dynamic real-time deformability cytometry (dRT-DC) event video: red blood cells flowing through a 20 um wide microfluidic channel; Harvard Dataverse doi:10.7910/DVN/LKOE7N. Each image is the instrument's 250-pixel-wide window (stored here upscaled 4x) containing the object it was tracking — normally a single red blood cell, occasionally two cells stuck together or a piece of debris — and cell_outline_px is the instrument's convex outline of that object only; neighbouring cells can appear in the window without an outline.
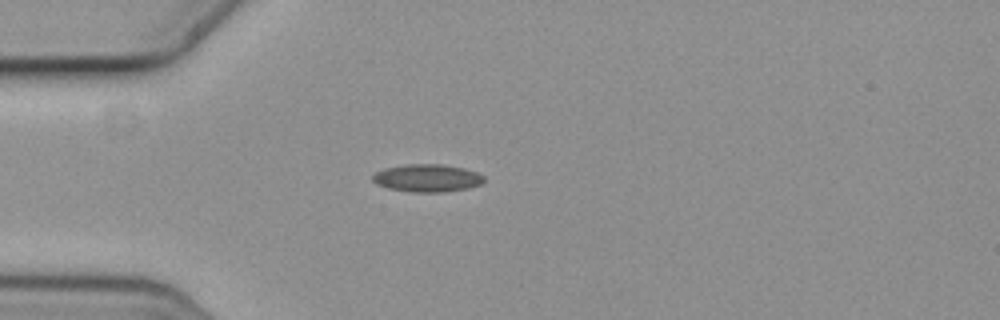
{"species": "common noctule bat (a hibernating species)", "species_latin": "Nyctalus noctula", "temperature_condition": "cold", "stored_images_in_passage": 3, "camera_frame_rate_fps": 3000, "um_per_image_px": 0.085, "animal": {"sex": "female", "body_mass_g": 19.3, "forearm_length_mm": 54.1}, "frame": {"image": 1, "passage_image": 3, "time_ms": 0.667, "image_size_px": [1000, 320], "cell_outline_px": [[484, 180], [480, 184], [468, 188], [444, 192], [412, 192], [388, 188], [376, 184], [372, 180], [372, 176], [376, 172], [384, 168], [408, 164], [444, 164], [464, 168], [476, 172], [484, 176]], "centroid_in_image_um": [36.3, 15.13], "position_along_channel_um": 48.7, "area_um2": 17.98}}